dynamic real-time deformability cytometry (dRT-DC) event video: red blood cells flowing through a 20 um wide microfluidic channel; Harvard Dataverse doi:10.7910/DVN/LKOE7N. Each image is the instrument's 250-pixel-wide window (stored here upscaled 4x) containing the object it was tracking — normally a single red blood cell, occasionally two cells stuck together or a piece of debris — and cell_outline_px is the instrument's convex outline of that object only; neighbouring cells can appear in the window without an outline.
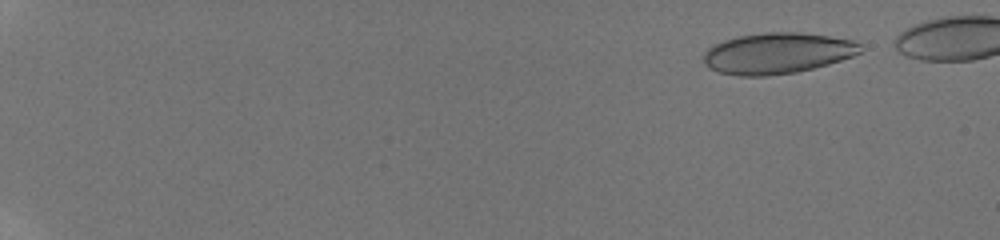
{"species": "human", "species_latin": "Homo sapiens", "temperature_condition": "room temperature", "stored_images_in_passage": 53, "camera_frame_rate_fps": 3000, "um_per_image_px": 0.085, "donor": {"sex": "male"}, "frame": {"image": 1, "passage_image": 3, "time_ms": 0.667, "image_size_px": [1000, 240], "cell_outline_px": [[860, 52], [852, 56], [828, 64], [796, 72], [768, 76], [740, 76], [720, 72], [704, 64], [704, 52], [708, 48], [724, 40], [740, 36], [764, 32], [800, 32], [828, 36], [852, 40], [860, 44]], "centroid_in_image_um": [66.06, 4.52], "position_along_channel_um": 18.9, "area_um2": 37.11}}
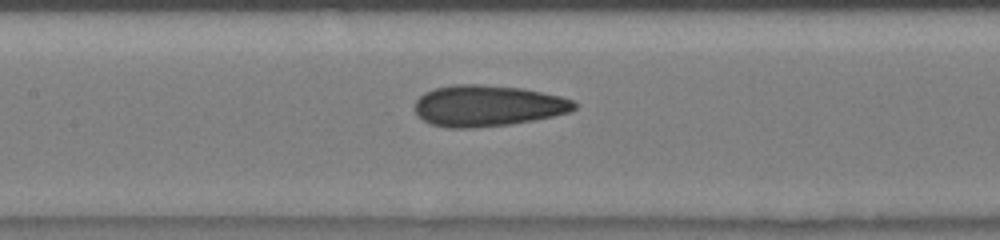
{"frame": {"image": 2, "passage_image": 28, "time_ms": 9.0, "image_size_px": [1000, 240], "cell_outline_px": [[576, 108], [568, 112], [552, 116], [532, 120], [508, 124], [472, 128], [448, 128], [432, 124], [416, 116], [416, 100], [424, 92], [436, 88], [456, 84], [480, 84], [520, 88], [560, 96], [572, 100], [576, 104]], "centroid_in_image_um": [41.41, 8.99], "position_along_channel_um": 166.0, "area_um2": 37.92}}
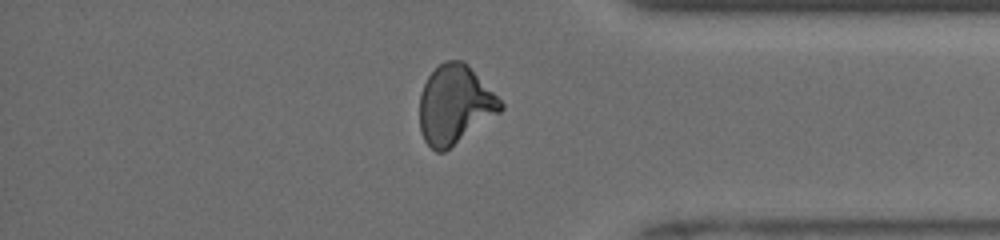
{"frame": {"image": 3, "passage_image": 46, "time_ms": 15.0, "image_size_px": [1000, 240], "cell_outline_px": [[504, 108], [500, 112], [444, 152], [436, 152], [424, 140], [420, 132], [420, 92], [428, 76], [444, 60], [464, 60], [468, 64], [504, 104]], "centroid_in_image_um": [38.65, 8.89], "position_along_channel_um": 396.6, "area_um2": 36.93}}